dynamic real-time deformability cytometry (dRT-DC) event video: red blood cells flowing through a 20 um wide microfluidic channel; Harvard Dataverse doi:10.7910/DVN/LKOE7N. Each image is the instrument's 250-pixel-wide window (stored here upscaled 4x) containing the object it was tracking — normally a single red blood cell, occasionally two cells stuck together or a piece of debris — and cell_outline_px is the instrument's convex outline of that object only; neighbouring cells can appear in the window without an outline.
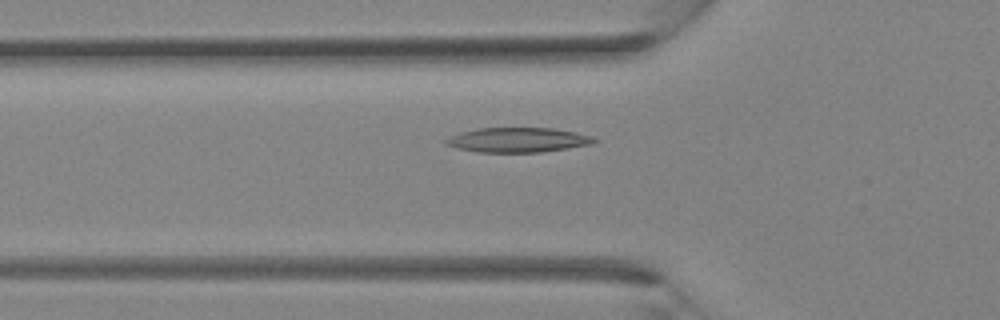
{"species": "Egyptian fruit bat (a non-hibernating species)", "species_latin": "Rousettus aegyptiacus", "temperature_condition": "room temperature", "stored_images_in_passage": 28, "camera_frame_rate_fps": 3000, "um_per_image_px": 0.085, "animal": {"sex": "female"}, "frame": {"image": 1, "passage_image": 5, "time_ms": 1.333, "image_size_px": [1000, 320], "cell_outline_px": [[600, 140], [592, 144], [568, 148], [540, 152], [476, 152], [456, 148], [444, 144], [444, 140], [460, 132], [476, 128], [552, 128], [576, 132], [592, 136]], "centroid_in_image_um": [44.02, 11.89], "position_along_channel_um": 81.8, "area_um2": 21.44}}
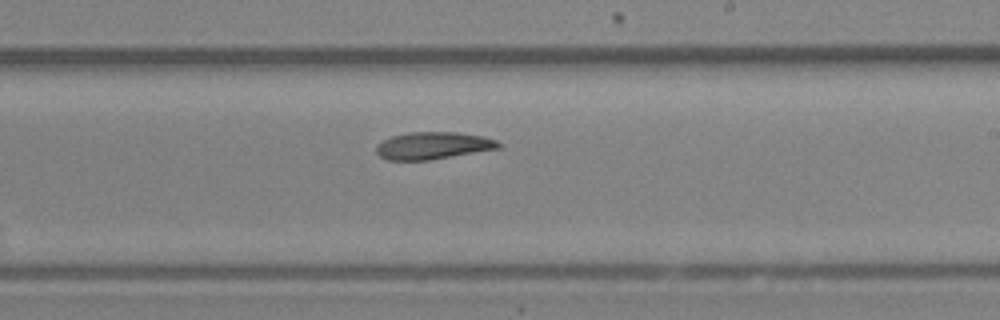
{"frame": {"image": 2, "passage_image": 14, "time_ms": 4.333, "image_size_px": [1000, 320], "cell_outline_px": [[500, 148], [428, 160], [388, 160], [380, 156], [376, 152], [376, 144], [392, 136], [408, 132], [456, 132], [484, 136], [496, 140], [500, 144]], "centroid_in_image_um": [36.79, 12.37], "position_along_channel_um": 252.2, "area_um2": 19.31}}
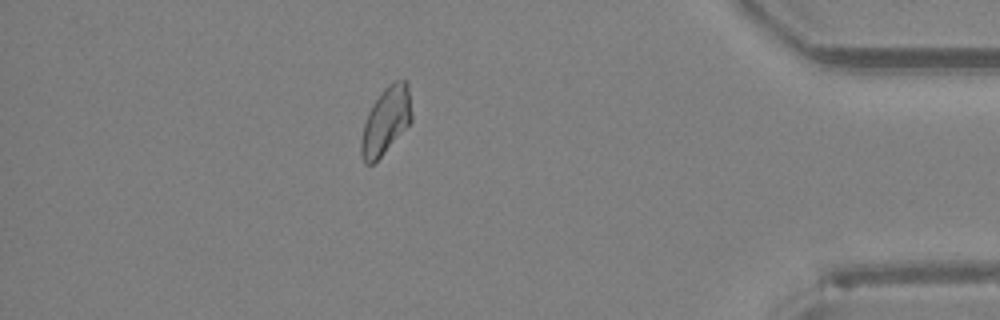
{"frame": {"image": 3, "passage_image": 24, "time_ms": 7.667, "image_size_px": [1000, 320], "cell_outline_px": [[412, 120], [380, 156], [372, 164], [364, 164], [360, 156], [360, 140], [364, 124], [368, 112], [372, 104], [384, 88], [388, 84], [396, 80], [408, 80], [412, 112]], "centroid_in_image_um": [32.79, 10.23], "position_along_channel_um": 402.4, "area_um2": 19.65}}